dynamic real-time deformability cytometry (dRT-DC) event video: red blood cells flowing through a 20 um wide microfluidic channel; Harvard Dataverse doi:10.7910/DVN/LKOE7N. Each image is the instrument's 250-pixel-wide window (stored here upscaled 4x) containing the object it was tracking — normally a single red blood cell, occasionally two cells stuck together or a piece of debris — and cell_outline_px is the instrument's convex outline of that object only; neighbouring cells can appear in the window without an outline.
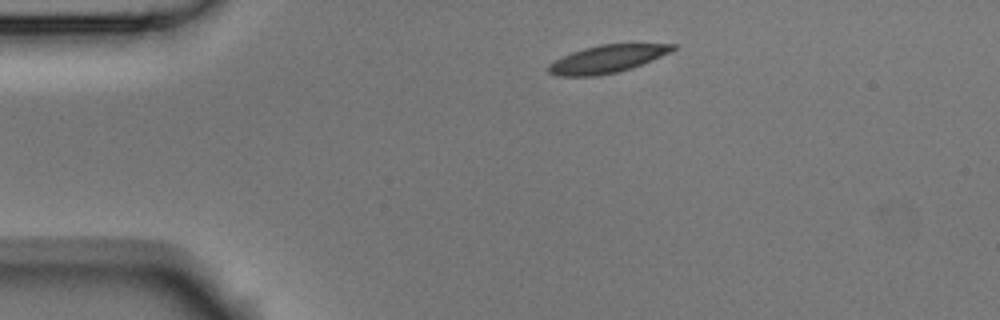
{"species": "Egyptian fruit bat (a non-hibernating species)", "species_latin": "Rousettus aegyptiacus", "temperature_condition": "room temperature", "stored_images_in_passage": 9, "camera_frame_rate_fps": 3000, "um_per_image_px": 0.085, "animal": {"sex": "male"}, "frame": {"image": 1, "passage_image": 1, "time_ms": 0.0, "image_size_px": [1000, 320], "cell_outline_px": [[676, 48], [652, 60], [632, 68], [616, 72], [596, 76], [556, 76], [548, 72], [548, 64], [572, 52], [584, 48], [600, 44], [676, 44]], "centroid_in_image_um": [51.57, 5.02], "position_along_channel_um": 33.4, "area_um2": 19.77}}
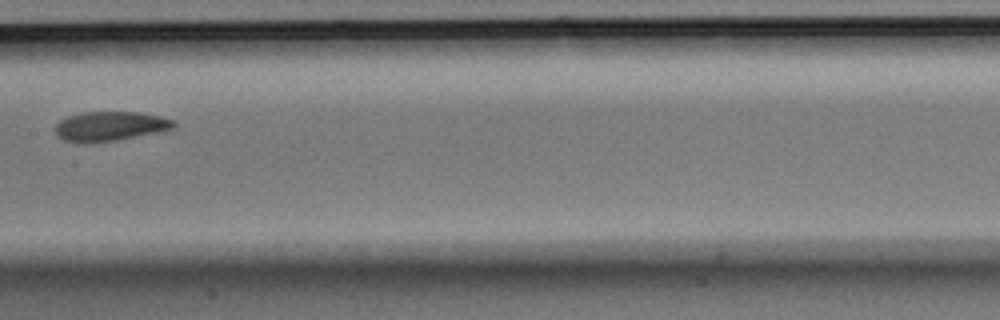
{"frame": {"image": 2, "passage_image": 6, "time_ms": 1.667, "image_size_px": [1000, 320], "cell_outline_px": [[176, 124], [172, 128], [156, 132], [116, 140], [92, 144], [84, 144], [64, 140], [56, 132], [56, 124], [60, 120], [68, 116], [80, 112], [140, 112], [160, 116], [176, 120]], "centroid_in_image_um": [9.34, 10.73], "position_along_channel_um": 198.1, "area_um2": 20.4}}
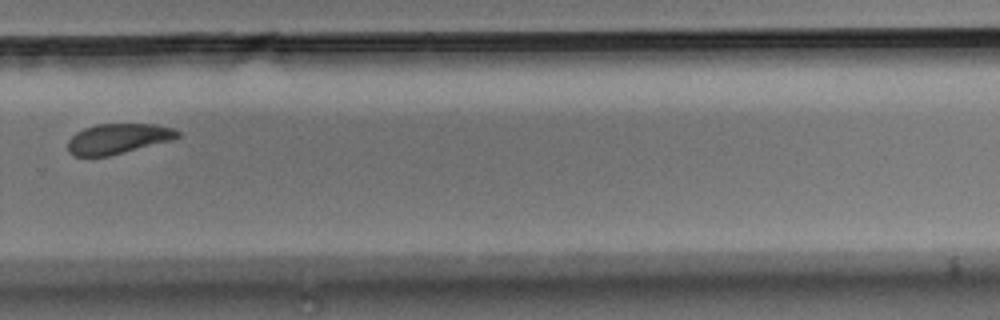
{"frame": {"image": 3, "passage_image": 9, "time_ms": 2.667, "image_size_px": [1000, 320], "cell_outline_px": [[180, 136], [172, 140], [108, 156], [72, 156], [68, 152], [68, 140], [76, 132], [84, 128], [96, 124], [156, 124], [172, 128], [180, 132]], "centroid_in_image_um": [10.01, 11.79], "position_along_channel_um": 319.8, "area_um2": 19.31}}